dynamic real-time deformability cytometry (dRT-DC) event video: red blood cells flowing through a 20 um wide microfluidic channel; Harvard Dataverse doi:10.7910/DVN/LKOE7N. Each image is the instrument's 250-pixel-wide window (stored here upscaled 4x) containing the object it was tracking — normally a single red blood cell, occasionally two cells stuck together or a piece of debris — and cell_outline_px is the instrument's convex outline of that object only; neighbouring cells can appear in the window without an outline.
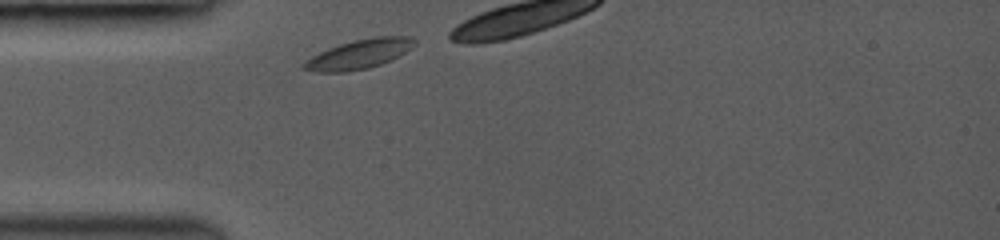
{"species": "common noctule bat (a hibernating species)", "species_latin": "Nyctalus noctula", "temperature_condition": "room temperature", "stored_images_in_passage": 6, "camera_frame_rate_fps": 3000, "um_per_image_px": 0.085, "animal": {"sex": "female", "body_mass_g": 19.0, "forearm_length_mm": 53.3}, "frame": {"image": 1, "passage_image": 1, "time_ms": 0.0, "image_size_px": [1000, 240], "cell_outline_px": [[416, 44], [412, 48], [380, 64], [368, 68], [348, 72], [312, 72], [300, 68], [300, 64], [304, 60], [328, 48], [340, 44], [372, 36], [408, 36], [416, 40]], "centroid_in_image_um": [30.46, 4.61], "position_along_channel_um": 54.5, "area_um2": 18.96}}
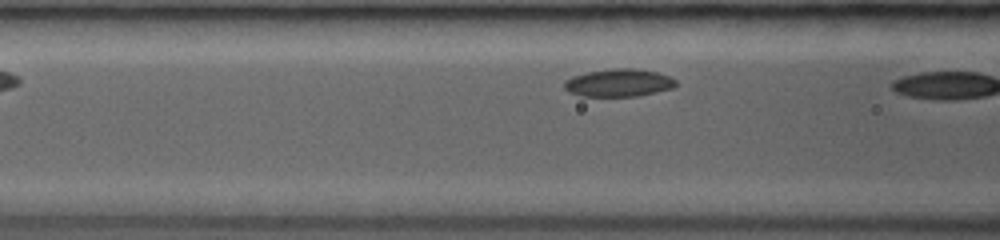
{"frame": {"image": 2, "passage_image": 5, "time_ms": 1.667, "image_size_px": [1000, 240], "cell_outline_px": [[676, 84], [672, 88], [640, 96], [580, 96], [568, 92], [564, 88], [564, 80], [572, 76], [588, 72], [612, 68], [636, 68], [656, 72], [668, 76], [676, 80]], "centroid_in_image_um": [52.56, 7.04], "position_along_channel_um": 114.0, "area_um2": 18.09}}